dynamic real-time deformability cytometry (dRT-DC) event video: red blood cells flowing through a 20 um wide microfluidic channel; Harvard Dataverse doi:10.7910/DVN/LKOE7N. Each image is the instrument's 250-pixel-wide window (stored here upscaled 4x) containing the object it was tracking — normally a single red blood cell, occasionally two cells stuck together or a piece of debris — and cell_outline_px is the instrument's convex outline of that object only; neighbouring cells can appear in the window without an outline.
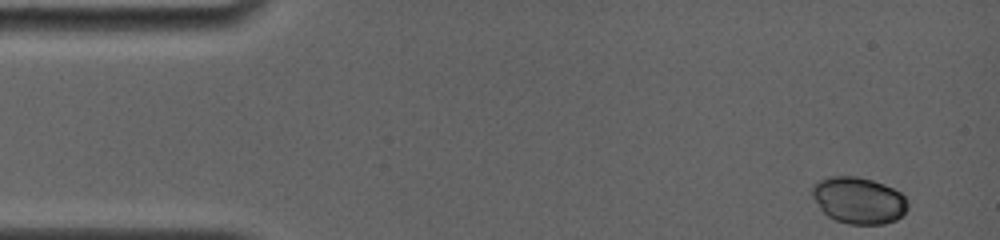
{"species": "common noctule bat (a hibernating species)", "species_latin": "Nyctalus noctula", "temperature_condition": "room temperature", "stored_images_in_passage": 7, "camera_frame_rate_fps": 4000, "um_per_image_px": 0.085, "animal": {"sex": "female", "body_mass_g": 19.0, "forearm_length_mm": 56.7}, "frame": {"image": 1, "passage_image": 1, "time_ms": 0.0, "image_size_px": [1000, 240], "cell_outline_px": [[908, 208], [896, 220], [884, 224], [848, 224], [836, 220], [828, 216], [820, 208], [812, 196], [812, 188], [820, 180], [832, 176], [856, 176], [872, 180], [884, 184], [900, 192], [908, 200]], "centroid_in_image_um": [73.0, 17.03], "position_along_channel_um": 12.0, "area_um2": 25.84}}